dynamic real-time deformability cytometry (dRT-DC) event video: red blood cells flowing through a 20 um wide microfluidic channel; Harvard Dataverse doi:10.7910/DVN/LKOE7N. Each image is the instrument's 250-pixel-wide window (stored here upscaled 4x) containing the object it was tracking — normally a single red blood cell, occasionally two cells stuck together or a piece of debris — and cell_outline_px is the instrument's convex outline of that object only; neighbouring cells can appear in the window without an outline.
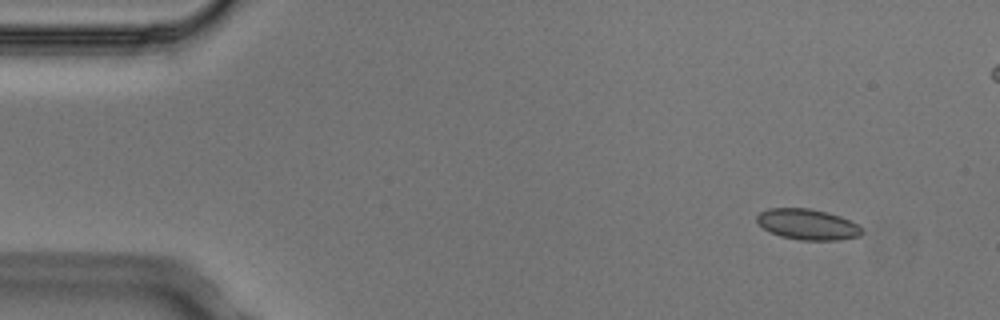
{"species": "Egyptian fruit bat (a non-hibernating species)", "species_latin": "Rousettus aegyptiacus", "temperature_condition": "cold", "stored_images_in_passage": 7, "camera_frame_rate_fps": 3000, "um_per_image_px": 0.085, "animal": {"sex": "male"}, "frame": {"image": 1, "passage_image": 2, "time_ms": 0.333, "image_size_px": [1000, 320], "cell_outline_px": [[864, 232], [860, 236], [836, 240], [800, 240], [780, 236], [764, 228], [756, 220], [756, 216], [760, 212], [768, 208], [808, 208], [828, 212], [840, 216], [856, 224]], "centroid_in_image_um": [68.63, 19.07], "position_along_channel_um": 16.4, "area_um2": 18.67}}
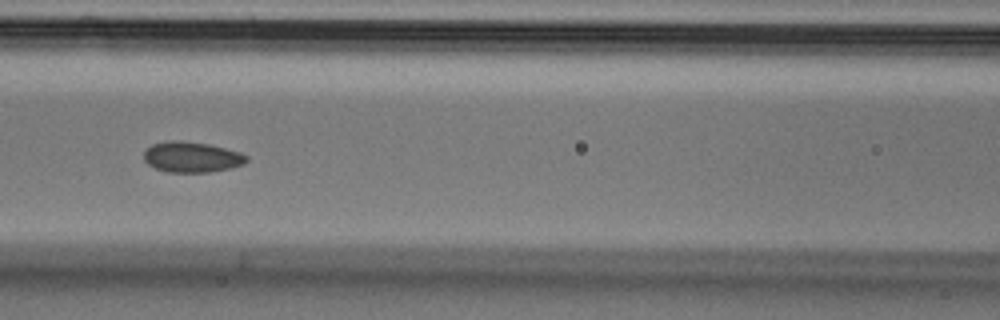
{"frame": {"image": 2, "passage_image": 6, "time_ms": 1.667, "image_size_px": [1000, 320], "cell_outline_px": [[248, 160], [244, 164], [232, 168], [208, 172], [168, 172], [156, 168], [148, 164], [144, 160], [144, 152], [152, 144], [168, 140], [180, 140], [208, 144], [240, 152], [248, 156]], "centroid_in_image_um": [16.31, 13.35], "position_along_channel_um": 150.3, "area_um2": 18.32}}
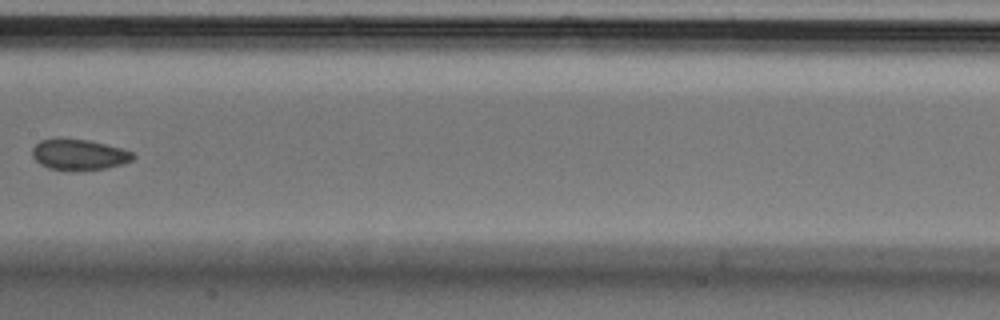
{"frame": {"image": 3, "passage_image": 7, "time_ms": 2.0, "image_size_px": [1000, 320], "cell_outline_px": [[136, 156], [132, 160], [120, 164], [104, 168], [48, 168], [40, 164], [32, 156], [32, 148], [40, 140], [56, 136], [88, 140], [120, 148], [132, 152]], "centroid_in_image_um": [6.65, 13.07], "position_along_channel_um": 200.7, "area_um2": 17.69}}